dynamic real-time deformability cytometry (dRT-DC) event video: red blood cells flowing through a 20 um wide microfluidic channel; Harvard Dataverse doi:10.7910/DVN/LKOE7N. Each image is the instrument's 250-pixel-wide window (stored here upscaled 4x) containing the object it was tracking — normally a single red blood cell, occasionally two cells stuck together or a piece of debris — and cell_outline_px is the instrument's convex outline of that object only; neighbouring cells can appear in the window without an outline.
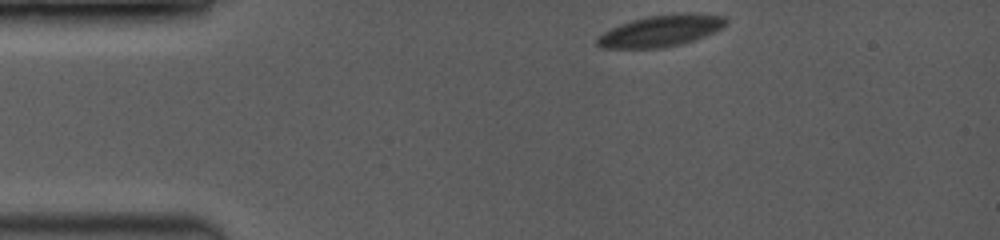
{"species": "common noctule bat (a hibernating species)", "species_latin": "Nyctalus noctula", "temperature_condition": "room temperature", "stored_images_in_passage": 71, "camera_frame_rate_fps": 3500, "um_per_image_px": 0.085, "animal": {"sex": "female", "body_mass_g": 19.0, "forearm_length_mm": 53.3}, "frame": {"image": 1, "passage_image": 1, "time_ms": 0.0, "image_size_px": [1000, 240], "cell_outline_px": [[728, 20], [716, 32], [680, 44], [660, 48], [600, 48], [596, 44], [596, 40], [604, 32], [620, 24], [632, 20], [652, 16], [724, 16]], "centroid_in_image_um": [56.07, 2.69], "position_along_channel_um": 28.9, "area_um2": 22.25}}
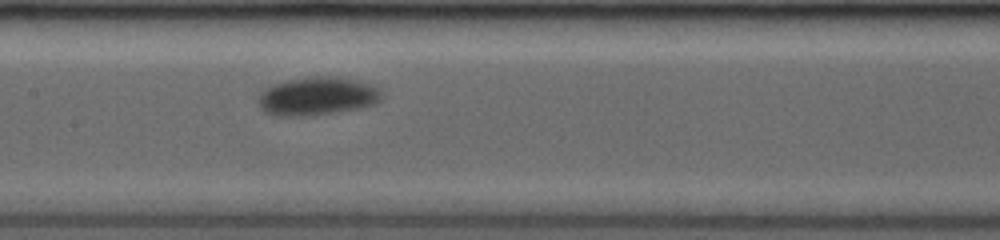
{"frame": {"image": 2, "passage_image": 34, "time_ms": 5.429, "image_size_px": [1000, 240], "cell_outline_px": [[380, 100], [376, 104], [360, 108], [304, 116], [276, 116], [264, 112], [260, 108], [260, 92], [264, 88], [272, 84], [284, 80], [312, 76], [336, 76], [360, 80], [372, 84], [380, 88]], "centroid_in_image_um": [26.97, 8.15], "position_along_channel_um": 180.4, "area_um2": 27.8}}
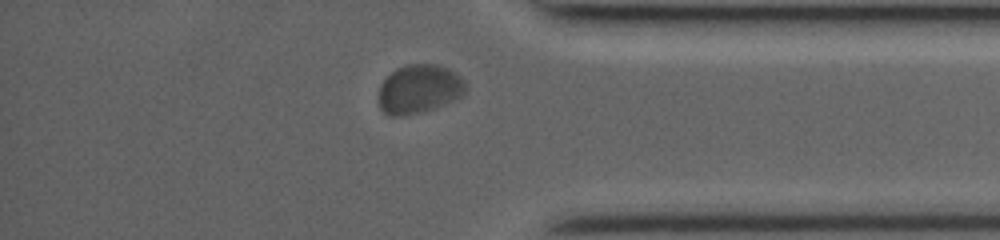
{"frame": {"image": 3, "passage_image": 56, "time_ms": 11.143, "image_size_px": [1000, 240], "cell_outline_px": [[468, 88], [456, 100], [436, 108], [420, 112], [400, 116], [388, 116], [380, 108], [380, 84], [396, 68], [408, 64], [436, 64], [456, 72], [460, 76]], "centroid_in_image_um": [35.65, 7.57], "position_along_channel_um": 399.6, "area_um2": 24.74}}